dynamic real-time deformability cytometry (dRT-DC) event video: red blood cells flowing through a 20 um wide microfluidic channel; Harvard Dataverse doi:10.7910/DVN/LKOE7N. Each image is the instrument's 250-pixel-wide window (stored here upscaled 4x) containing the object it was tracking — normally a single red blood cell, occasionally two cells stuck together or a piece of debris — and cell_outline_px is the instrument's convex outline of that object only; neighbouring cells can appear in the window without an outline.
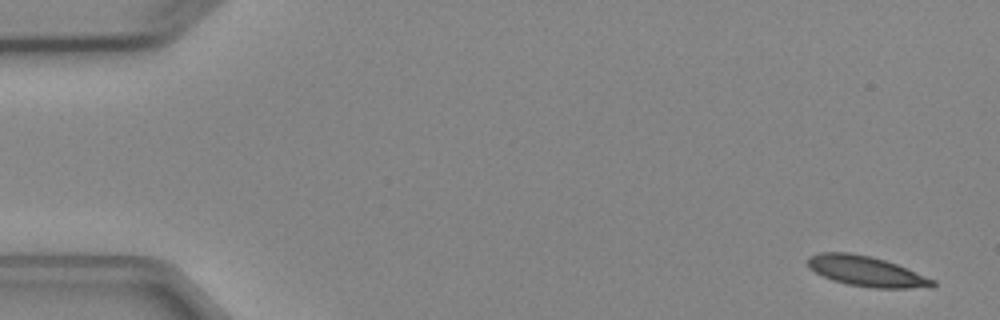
{"species": "Egyptian fruit bat (a non-hibernating species)", "species_latin": "Rousettus aegyptiacus", "temperature_condition": "cold", "stored_images_in_passage": 6, "camera_frame_rate_fps": 3000, "um_per_image_px": 0.085, "animal": {"sex": "female"}, "frame": {"image": 1, "passage_image": 1, "time_ms": 0.0, "image_size_px": [1000, 320], "cell_outline_px": [[936, 284], [932, 288], [872, 288], [848, 284], [832, 280], [808, 268], [808, 256], [820, 252], [848, 252], [872, 256], [896, 264], [936, 280]], "centroid_in_image_um": [73.65, 23.06], "position_along_channel_um": 11.3, "area_um2": 22.08}}
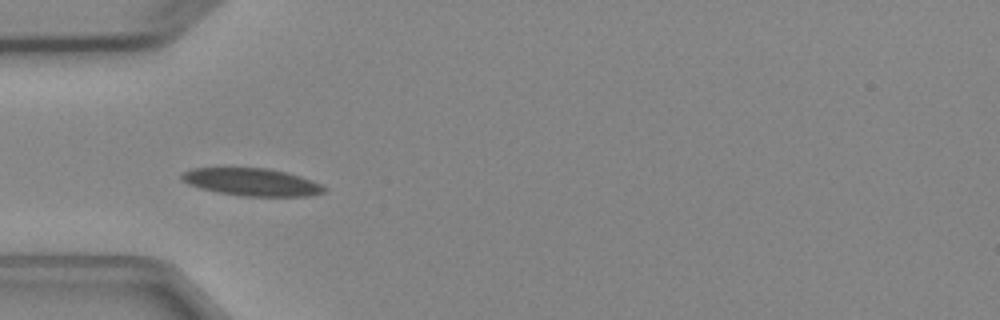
{"frame": {"image": 2, "passage_image": 5, "time_ms": 4.667, "image_size_px": [1000, 320], "cell_outline_px": [[328, 188], [324, 192], [308, 196], [244, 196], [216, 192], [200, 188], [188, 184], [180, 180], [180, 176], [184, 172], [192, 168], [268, 168], [300, 176], [324, 184]], "centroid_in_image_um": [21.41, 15.48], "position_along_channel_um": 63.6, "area_um2": 22.95}}
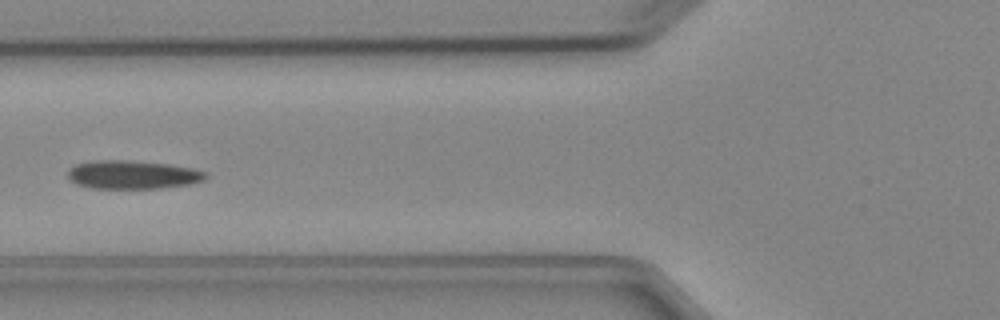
{"frame": {"image": 3, "passage_image": 6, "time_ms": 6.0, "image_size_px": [1000, 320], "cell_outline_px": [[208, 176], [204, 180], [188, 184], [160, 188], [92, 188], [76, 184], [68, 176], [68, 168], [76, 164], [92, 160], [132, 160], [168, 164], [196, 168], [208, 172]], "centroid_in_image_um": [11.3, 14.83], "position_along_channel_um": 114.5, "area_um2": 23.06}}